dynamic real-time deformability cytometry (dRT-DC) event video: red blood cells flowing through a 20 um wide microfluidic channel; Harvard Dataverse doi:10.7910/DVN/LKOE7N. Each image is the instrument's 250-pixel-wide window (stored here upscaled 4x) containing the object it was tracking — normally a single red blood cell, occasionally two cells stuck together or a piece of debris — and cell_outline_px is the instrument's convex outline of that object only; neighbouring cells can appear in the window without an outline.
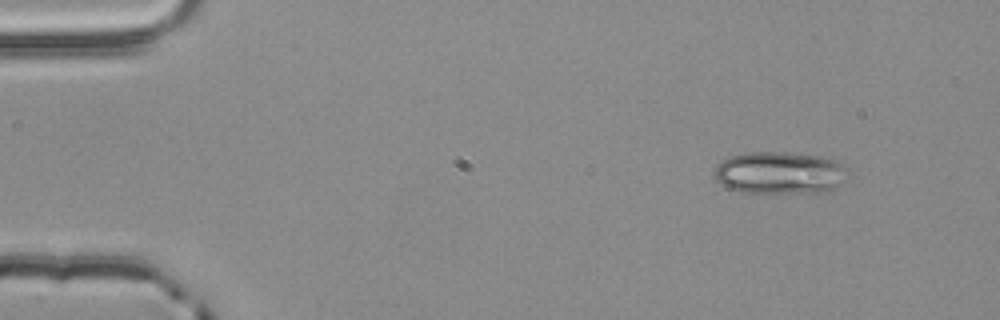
{"species": "common noctule bat (a hibernating species)", "species_latin": "Nyctalus noctula", "temperature_condition": "room temperature", "stored_images_in_passage": 3, "camera_frame_rate_fps": 3000, "um_per_image_px": 0.085, "animal": {"sex": "male", "body_mass_g": 20.4}, "frame": {"image": 1, "passage_image": 1, "time_ms": 0.0, "image_size_px": [1000, 320], "cell_outline_px": [[840, 184], [832, 192], [740, 192], [728, 188], [716, 180], [716, 164], [732, 156], [748, 152], [784, 152], [824, 156], [836, 160], [840, 164]], "centroid_in_image_um": [66.21, 14.68], "position_along_channel_um": 18.8, "area_um2": 32.19}}